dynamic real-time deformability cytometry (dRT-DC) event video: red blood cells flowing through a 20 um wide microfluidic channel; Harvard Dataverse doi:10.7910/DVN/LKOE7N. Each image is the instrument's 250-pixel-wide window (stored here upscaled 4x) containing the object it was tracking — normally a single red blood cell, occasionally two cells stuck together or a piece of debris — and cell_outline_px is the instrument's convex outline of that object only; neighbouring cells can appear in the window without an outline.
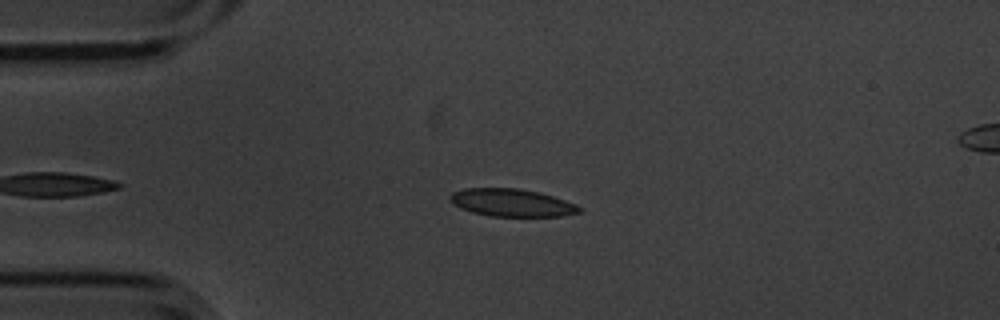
{"species": "common noctule bat (a hibernating species)", "species_latin": "Nyctalus noctula", "temperature_condition": "cold", "stored_images_in_passage": 3, "segment_of_instrument_passage": [1, 2], "camera_frame_rate_fps": 3000, "um_per_image_px": 0.085, "animal": {"sex": "male", "body_mass_g": 20.1, "forearm_length_mm": 53.5}, "frame": {"image": 1, "passage_image": 1, "time_ms": 0.0, "image_size_px": [1000, 320], "cell_outline_px": [[584, 212], [560, 216], [492, 216], [472, 212], [460, 208], [452, 204], [448, 200], [448, 196], [452, 192], [464, 188], [520, 188], [540, 192], [576, 204], [584, 208]], "centroid_in_image_um": [43.5, 17.22], "position_along_channel_um": 41.5, "area_um2": 21.1}}